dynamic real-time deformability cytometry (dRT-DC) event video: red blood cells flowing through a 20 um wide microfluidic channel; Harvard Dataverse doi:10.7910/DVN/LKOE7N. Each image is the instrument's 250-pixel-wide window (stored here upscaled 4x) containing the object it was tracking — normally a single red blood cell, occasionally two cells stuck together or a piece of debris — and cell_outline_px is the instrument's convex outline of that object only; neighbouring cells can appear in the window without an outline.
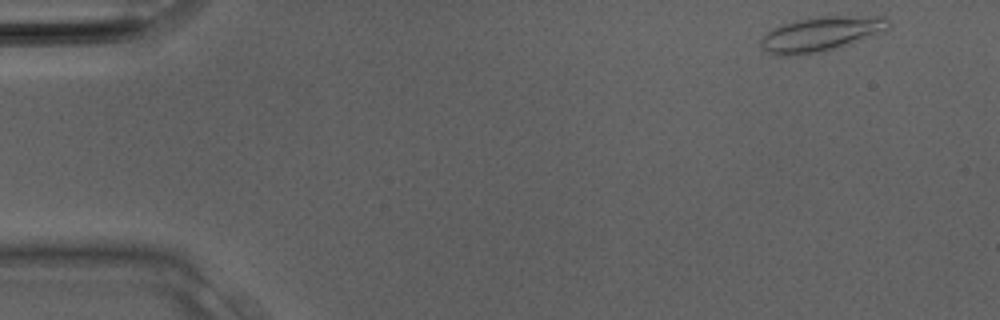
{"species": "Egyptian fruit bat (a non-hibernating species)", "species_latin": "Rousettus aegyptiacus", "temperature_condition": "room temperature", "stored_images_in_passage": 12, "camera_frame_rate_fps": 3000, "um_per_image_px": 0.085, "animal": {"sex": "male"}, "frame": {"image": 1, "passage_image": 1, "time_ms": 0.0, "image_size_px": [1000, 320], "cell_outline_px": [[892, 24], [884, 32], [824, 52], [796, 56], [776, 56], [768, 52], [760, 44], [760, 40], [772, 28], [796, 20], [820, 16], [884, 16], [892, 20]], "centroid_in_image_um": [69.83, 2.89], "position_along_channel_um": 15.2, "area_um2": 26.07}}
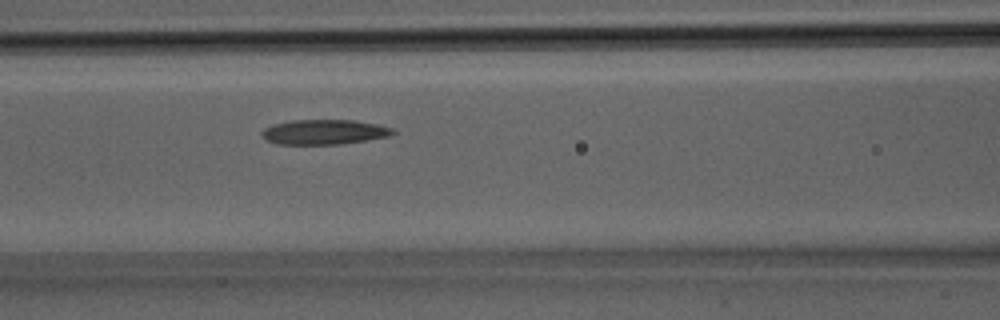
{"frame": {"image": 2, "passage_image": 12, "time_ms": 3.667, "image_size_px": [1000, 320], "cell_outline_px": [[396, 132], [388, 136], [340, 144], [276, 144], [264, 140], [260, 136], [260, 132], [264, 128], [272, 124], [292, 120], [352, 120], [376, 124], [392, 128]], "centroid_in_image_um": [27.46, 11.22], "position_along_channel_um": 139.1, "area_um2": 19.02}}